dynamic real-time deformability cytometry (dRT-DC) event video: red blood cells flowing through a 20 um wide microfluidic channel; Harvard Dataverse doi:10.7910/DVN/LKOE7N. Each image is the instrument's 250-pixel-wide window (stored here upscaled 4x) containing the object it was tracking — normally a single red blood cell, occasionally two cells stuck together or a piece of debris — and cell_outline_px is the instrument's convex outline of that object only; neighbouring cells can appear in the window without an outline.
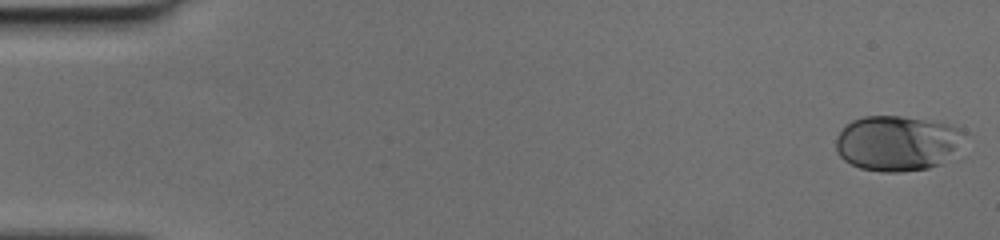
{"species": "human", "species_latin": "Homo sapiens", "temperature_condition": "cold", "stored_images_in_passage": 49, "camera_frame_rate_fps": 3000, "um_per_image_px": 0.085, "donor": {"sex": "female"}, "frame": {"image": 1, "passage_image": 1, "time_ms": 0.0, "image_size_px": [1000, 240], "cell_outline_px": [[964, 132], [940, 164], [928, 168], [900, 172], [880, 172], [860, 168], [844, 160], [840, 156], [836, 148], [836, 136], [852, 120], [864, 116], [900, 116], [948, 124]], "centroid_in_image_um": [76.13, 12.17], "position_along_channel_um": 8.9, "area_um2": 40.17}}
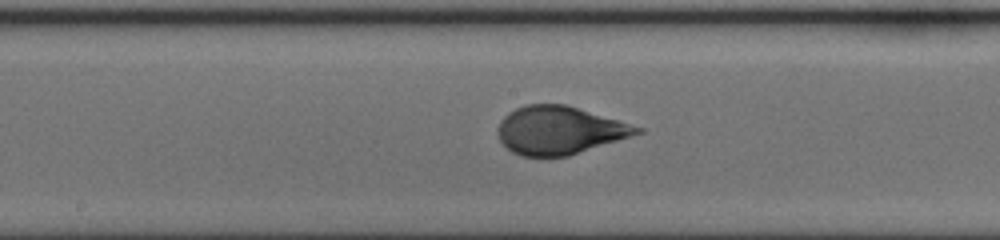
{"frame": {"image": 2, "passage_image": 26, "time_ms": 8.333, "image_size_px": [1000, 240], "cell_outline_px": [[644, 132], [568, 156], [520, 156], [512, 152], [500, 140], [496, 132], [500, 120], [508, 112], [524, 104], [564, 104], [644, 128]], "centroid_in_image_um": [47.51, 11.07], "position_along_channel_um": 200.7, "area_um2": 38.73}}
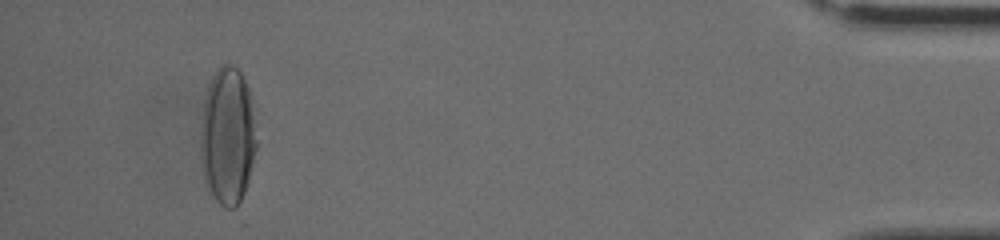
{"frame": {"image": 3, "passage_image": 46, "time_ms": 15.0, "image_size_px": [1000, 240], "cell_outline_px": [[256, 148], [244, 192], [236, 212], [232, 212], [224, 208], [216, 200], [204, 184], [200, 160], [200, 136], [204, 100], [208, 84], [212, 76], [220, 64], [232, 64], [240, 72], [248, 88], [256, 140]], "centroid_in_image_um": [19.3, 11.63], "position_along_channel_um": 415.9, "area_um2": 44.97}}